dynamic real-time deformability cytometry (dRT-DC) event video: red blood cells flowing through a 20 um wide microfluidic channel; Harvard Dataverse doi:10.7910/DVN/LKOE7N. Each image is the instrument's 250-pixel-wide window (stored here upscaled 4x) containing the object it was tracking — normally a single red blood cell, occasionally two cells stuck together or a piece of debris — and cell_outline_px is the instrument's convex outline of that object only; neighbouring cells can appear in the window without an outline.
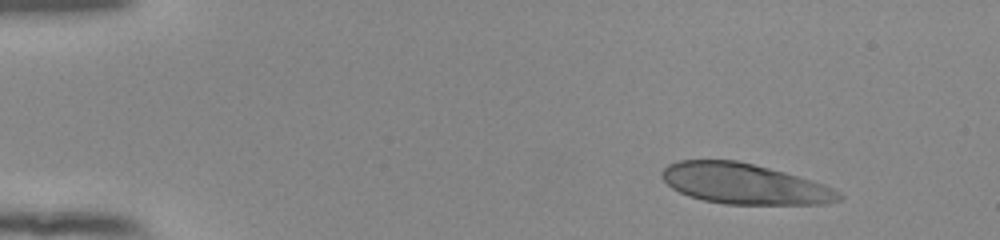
{"species": "human", "species_latin": "Homo sapiens", "temperature_condition": "room temperature", "stored_images_in_passage": 47, "camera_frame_rate_fps": 3000, "um_per_image_px": 0.085, "donor": {"sex": "female"}, "frame": {"image": 1, "passage_image": 1, "time_ms": 0.0, "image_size_px": [1000, 240], "cell_outline_px": [[844, 196], [840, 200], [824, 204], [724, 204], [704, 200], [688, 196], [672, 188], [660, 176], [660, 172], [668, 164], [680, 160], [736, 160], [784, 172], [812, 180], [824, 184], [840, 192]], "centroid_in_image_um": [63.26, 15.62], "position_along_channel_um": 21.7, "area_um2": 41.73}}
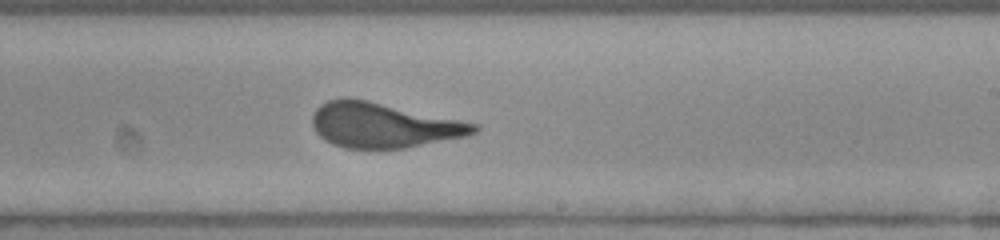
{"frame": {"image": 2, "passage_image": 27, "time_ms": 8.667, "image_size_px": [1000, 240], "cell_outline_px": [[480, 128], [476, 132], [468, 136], [404, 148], [344, 148], [332, 144], [324, 140], [316, 132], [312, 124], [312, 116], [316, 108], [320, 104], [328, 100], [340, 96], [348, 96], [368, 100], [480, 124]], "centroid_in_image_um": [32.57, 10.62], "position_along_channel_um": 256.4, "area_um2": 42.71}}
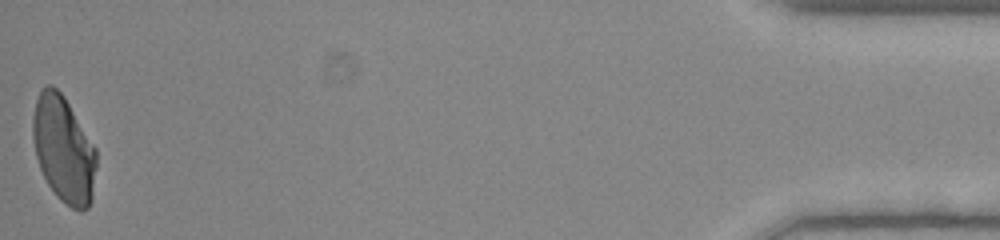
{"frame": {"image": 3, "passage_image": 47, "time_ms": 15.333, "image_size_px": [1000, 240], "cell_outline_px": [[96, 168], [92, 200], [88, 208], [80, 212], [72, 208], [60, 200], [56, 196], [48, 184], [40, 168], [36, 156], [32, 136], [32, 116], [36, 100], [40, 92], [48, 84], [52, 84], [64, 96], [96, 148]], "centroid_in_image_um": [5.41, 12.71], "position_along_channel_um": 429.8, "area_um2": 39.54}, "authors_computed_cell_mechanics": {"area_um2": 42.7142, "velocity_mm_per_s": 3.9043, "shape_relaxation_time_tau1_ms": 4.9576, "shape_relaxation_time_tau2_ms": null, "deformation_change_tau1": 0.1895, "deformation_change_tau2": null}}